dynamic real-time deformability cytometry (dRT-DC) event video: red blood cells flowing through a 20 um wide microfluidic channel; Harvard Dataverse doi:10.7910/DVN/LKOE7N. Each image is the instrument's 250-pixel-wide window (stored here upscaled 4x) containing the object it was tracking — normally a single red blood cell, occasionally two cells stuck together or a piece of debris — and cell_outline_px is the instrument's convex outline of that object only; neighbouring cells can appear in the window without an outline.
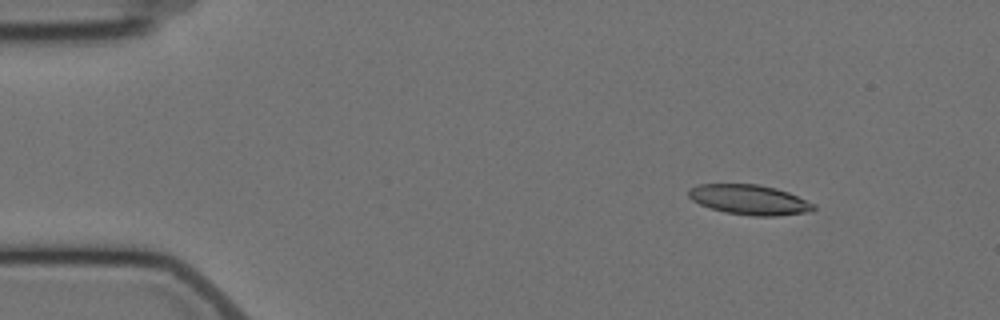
{"species": "Egyptian fruit bat (a non-hibernating species)", "species_latin": "Rousettus aegyptiacus", "temperature_condition": "cold", "stored_images_in_passage": 5, "camera_frame_rate_fps": 3000, "um_per_image_px": 0.085, "animal": {"sex": "female"}, "frame": {"image": 1, "passage_image": 2, "time_ms": 1.333, "image_size_px": [1000, 320], "cell_outline_px": [[816, 208], [812, 212], [776, 216], [752, 216], [724, 212], [700, 204], [692, 200], [688, 196], [688, 188], [700, 184], [760, 184], [776, 188], [788, 192], [816, 204]], "centroid_in_image_um": [63.73, 16.98], "position_along_channel_um": 21.3, "area_um2": 22.02}}
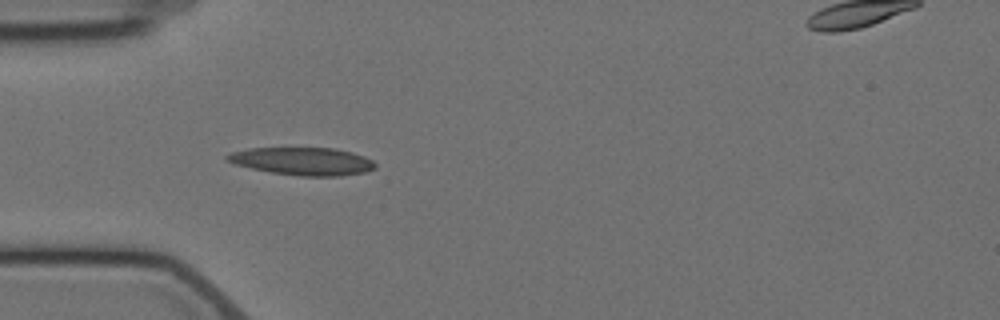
{"frame": {"image": 2, "passage_image": 5, "time_ms": 4.667, "image_size_px": [1000, 320], "cell_outline_px": [[376, 168], [364, 172], [340, 176], [300, 176], [272, 172], [252, 168], [236, 164], [224, 160], [224, 156], [232, 152], [248, 148], [336, 148], [352, 152], [364, 156], [372, 160], [376, 164]], "centroid_in_image_um": [25.73, 13.7], "position_along_channel_um": 59.3, "area_um2": 23.93}}